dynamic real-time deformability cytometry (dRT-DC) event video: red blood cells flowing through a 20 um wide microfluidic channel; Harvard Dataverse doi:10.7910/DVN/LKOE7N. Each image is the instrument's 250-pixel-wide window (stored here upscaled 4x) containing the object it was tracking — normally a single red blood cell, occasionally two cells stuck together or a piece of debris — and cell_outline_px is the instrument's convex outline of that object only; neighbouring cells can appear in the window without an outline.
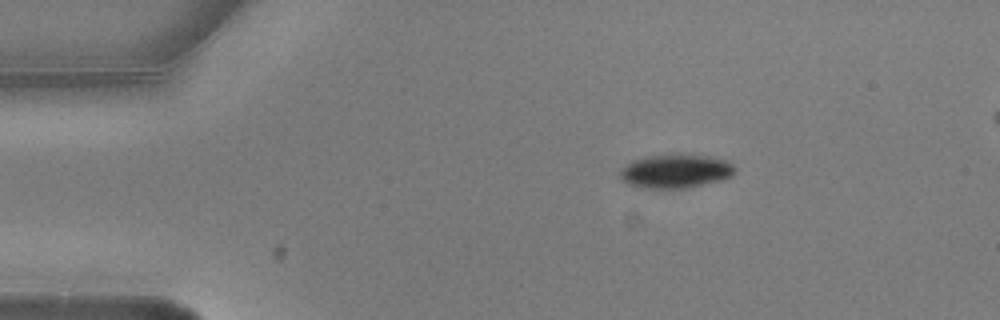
{"species": "common noctule bat (a hibernating species)", "species_latin": "Nyctalus noctula", "temperature_condition": "warm", "stored_images_in_passage": 4, "camera_frame_rate_fps": 3000, "um_per_image_px": 0.085, "animal": {"sex": "male", "body_mass_g": 20.5, "forearm_length_mm": 52.5}, "frame": {"image": 1, "passage_image": 1, "time_ms": 0.0, "image_size_px": [1000, 320], "cell_outline_px": [[736, 172], [732, 176], [720, 180], [688, 188], [644, 188], [628, 184], [620, 180], [620, 172], [632, 160], [648, 156], [708, 156], [728, 160], [736, 168]], "centroid_in_image_um": [57.45, 14.58], "position_along_channel_um": 27.5, "area_um2": 22.2}}